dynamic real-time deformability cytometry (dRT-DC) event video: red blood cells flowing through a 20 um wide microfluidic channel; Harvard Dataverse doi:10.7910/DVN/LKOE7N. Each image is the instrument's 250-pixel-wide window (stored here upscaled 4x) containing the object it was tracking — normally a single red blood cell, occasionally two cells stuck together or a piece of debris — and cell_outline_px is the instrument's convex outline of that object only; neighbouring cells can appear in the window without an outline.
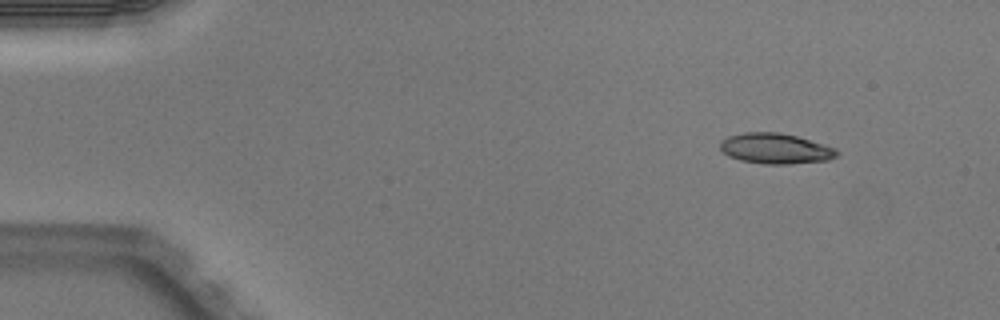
{"species": "Egyptian fruit bat (a non-hibernating species)", "species_latin": "Rousettus aegyptiacus", "temperature_condition": "warm", "stored_images_in_passage": 4, "camera_frame_rate_fps": 3000, "um_per_image_px": 0.085, "animal": {"sex": "male"}, "frame": {"image": 1, "passage_image": 1, "time_ms": 0.0, "image_size_px": [1000, 320], "cell_outline_px": [[840, 152], [836, 156], [828, 160], [788, 164], [764, 164], [740, 160], [728, 156], [720, 148], [720, 140], [728, 136], [744, 132], [780, 132], [796, 136], [836, 148]], "centroid_in_image_um": [65.9, 12.62], "position_along_channel_um": 19.1, "area_um2": 20.75}}
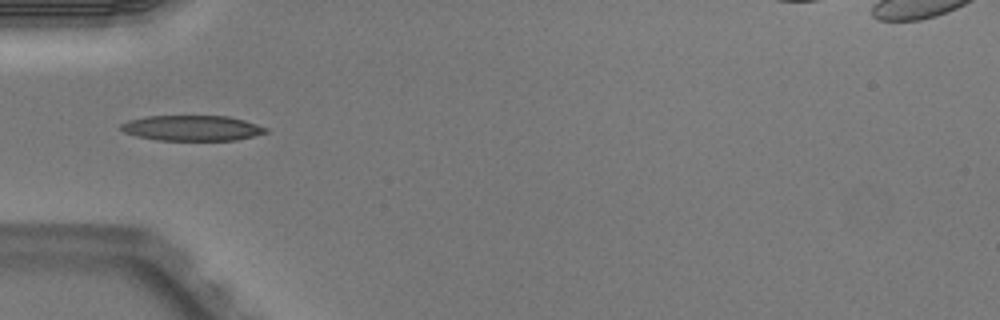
{"frame": {"image": 2, "passage_image": 4, "time_ms": 1.0, "image_size_px": [1000, 320], "cell_outline_px": [[268, 132], [236, 140], [156, 140], [136, 136], [124, 132], [120, 128], [120, 124], [128, 120], [144, 116], [228, 116], [244, 120], [268, 128]], "centroid_in_image_um": [16.29, 10.88], "position_along_channel_um": 68.7, "area_um2": 21.44}}